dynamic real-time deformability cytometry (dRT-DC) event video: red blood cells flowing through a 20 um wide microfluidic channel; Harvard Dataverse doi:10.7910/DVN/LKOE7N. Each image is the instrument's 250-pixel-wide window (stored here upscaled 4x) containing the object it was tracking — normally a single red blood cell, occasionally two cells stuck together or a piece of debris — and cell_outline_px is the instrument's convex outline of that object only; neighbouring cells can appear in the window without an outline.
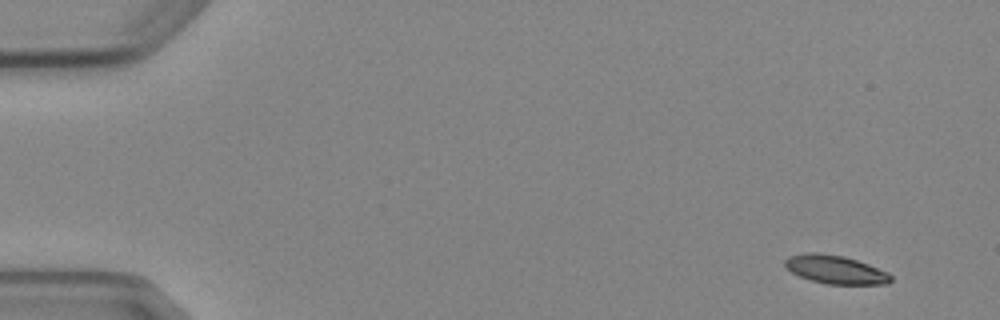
{"species": "Egyptian fruit bat (a non-hibernating species)", "species_latin": "Rousettus aegyptiacus", "temperature_condition": "cold", "stored_images_in_passage": 5, "camera_frame_rate_fps": 3000, "um_per_image_px": 0.085, "animal": {"sex": "female"}, "frame": {"image": 1, "passage_image": 1, "time_ms": 0.0, "image_size_px": [1000, 320], "cell_outline_px": [[892, 280], [888, 284], [828, 284], [812, 280], [800, 276], [792, 272], [784, 264], [784, 260], [788, 256], [808, 252], [816, 252], [844, 256], [868, 264], [888, 272], [892, 276]], "centroid_in_image_um": [71.02, 22.9], "position_along_channel_um": 14.0, "area_um2": 17.46}}
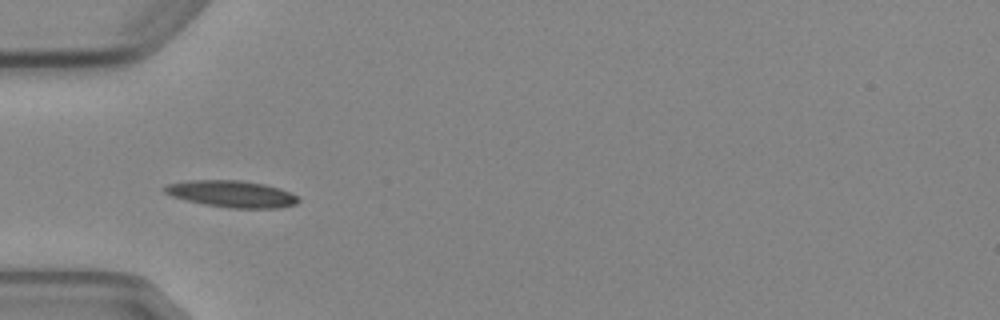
{"frame": {"image": 2, "passage_image": 5, "time_ms": 4.667, "image_size_px": [1000, 320], "cell_outline_px": [[300, 200], [296, 204], [280, 208], [228, 208], [204, 204], [184, 200], [172, 196], [164, 192], [164, 188], [168, 184], [188, 180], [240, 180], [264, 184], [280, 188], [296, 196]], "centroid_in_image_um": [19.69, 16.49], "position_along_channel_um": 65.3, "area_um2": 20.81}}